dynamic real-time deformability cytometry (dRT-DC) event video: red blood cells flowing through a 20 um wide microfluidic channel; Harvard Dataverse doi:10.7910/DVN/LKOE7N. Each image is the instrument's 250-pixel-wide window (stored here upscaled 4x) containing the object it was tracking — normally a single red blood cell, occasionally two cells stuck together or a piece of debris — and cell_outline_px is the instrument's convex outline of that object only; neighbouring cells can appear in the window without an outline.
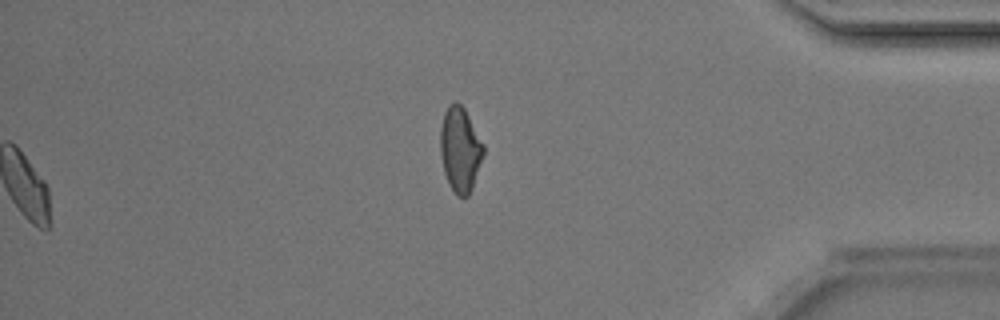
{"species": "Egyptian fruit bat (a non-hibernating species)", "species_latin": "Rousettus aegyptiacus", "temperature_condition": "room temperature", "stored_images_in_passage": 49, "camera_frame_rate_fps": 3000, "um_per_image_px": 0.085, "animal": {"sex": "male"}, "frame": {"image": 1, "passage_image": 49, "time_ms": 16.0, "image_size_px": [1000, 320], "cell_outline_px": [[484, 152], [472, 188], [468, 196], [456, 196], [448, 184], [444, 172], [440, 156], [440, 128], [444, 112], [448, 104], [452, 100], [456, 100], [464, 108], [484, 144]], "centroid_in_image_um": [39.09, 12.68], "position_along_channel_um": 396.1, "area_um2": 21.5}, "authors_computed_cell_mechanics": {"area_um2": 20.4612, "velocity_mm_per_s": 4.1893, "shape_relaxation_time_tau1_ms": 4.007, "shape_relaxation_time_tau2_ms": 1.9781, "deformation_change_tau1": 0.0991, "deformation_change_tau2": 0.0556}}